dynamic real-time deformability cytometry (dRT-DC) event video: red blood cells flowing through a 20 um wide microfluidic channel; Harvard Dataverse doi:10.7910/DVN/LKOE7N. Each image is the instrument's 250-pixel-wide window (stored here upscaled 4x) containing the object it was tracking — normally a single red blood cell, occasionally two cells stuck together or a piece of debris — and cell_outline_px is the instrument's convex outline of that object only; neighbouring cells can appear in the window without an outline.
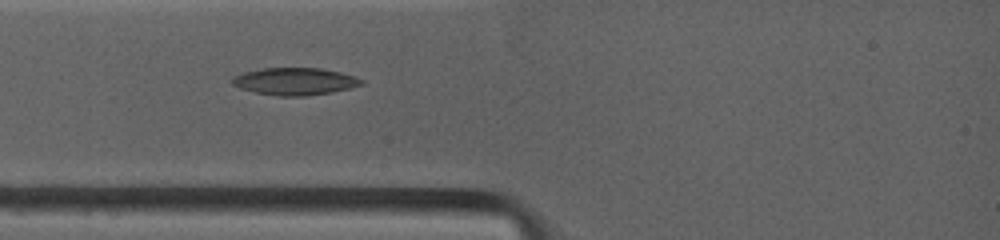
{"species": "common noctule bat (a hibernating species)", "species_latin": "Nyctalus noctula", "temperature_condition": "warm", "stored_images_in_passage": 4, "camera_frame_rate_fps": 4500, "um_per_image_px": 0.085, "animal": {"sex": "female", "body_mass_g": 19.0, "forearm_length_mm": 53.3}, "frame": {"image": 1, "passage_image": 3, "time_ms": 1.778, "image_size_px": [1000, 240], "cell_outline_px": [[364, 84], [352, 88], [332, 92], [304, 96], [280, 96], [256, 92], [240, 88], [232, 84], [232, 80], [236, 76], [244, 72], [260, 68], [320, 68], [340, 72], [364, 80]], "centroid_in_image_um": [25.1, 6.92], "position_along_channel_um": 59.9, "area_um2": 20.4}}
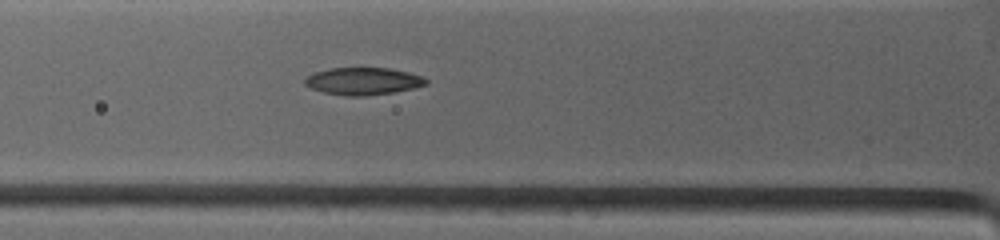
{"frame": {"image": 2, "passage_image": 4, "time_ms": 2.667, "image_size_px": [1000, 240], "cell_outline_px": [[428, 84], [412, 88], [392, 92], [360, 96], [348, 96], [324, 92], [312, 88], [304, 84], [304, 80], [308, 76], [316, 72], [328, 68], [388, 68], [408, 72], [420, 76], [428, 80]], "centroid_in_image_um": [30.86, 6.89], "position_along_channel_um": 94.9, "area_um2": 18.96}}